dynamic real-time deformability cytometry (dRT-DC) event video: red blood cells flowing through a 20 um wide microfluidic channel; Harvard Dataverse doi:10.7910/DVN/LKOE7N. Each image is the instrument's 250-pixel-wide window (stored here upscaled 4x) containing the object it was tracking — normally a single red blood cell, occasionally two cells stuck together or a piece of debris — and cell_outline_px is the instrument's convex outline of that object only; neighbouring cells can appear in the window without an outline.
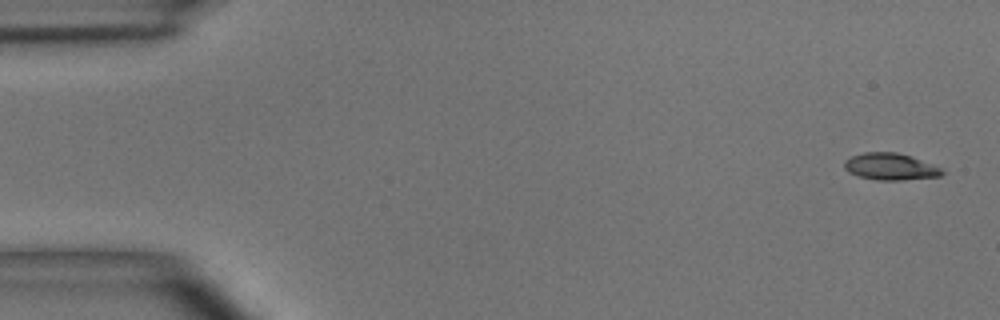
{"species": "common noctule bat (a hibernating species)", "species_latin": "Nyctalus noctula", "temperature_condition": "room temperature", "stored_images_in_passage": 6, "camera_frame_rate_fps": 3000, "um_per_image_px": 0.085, "animal": {"sex": "male", "body_mass_g": 15.6}, "frame": {"image": 1, "passage_image": 1, "time_ms": 0.0, "image_size_px": [1000, 320], "cell_outline_px": [[944, 172], [940, 176], [900, 180], [876, 180], [860, 176], [848, 172], [844, 168], [844, 160], [852, 156], [864, 152], [896, 152], [912, 156], [940, 168]], "centroid_in_image_um": [75.65, 14.16], "position_along_channel_um": 9.4, "area_um2": 15.14}}
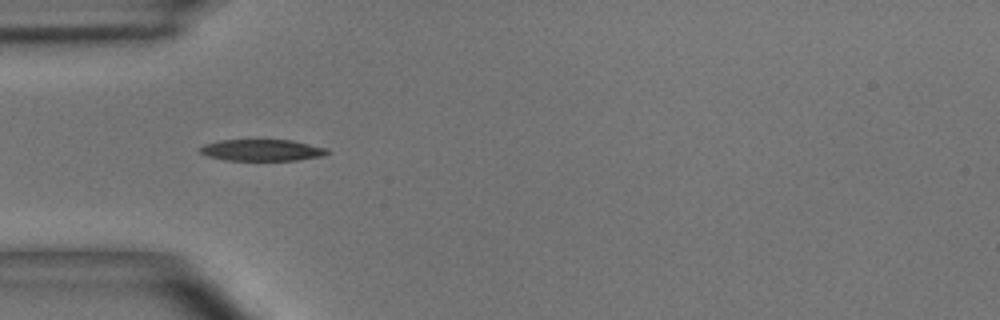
{"frame": {"image": 2, "passage_image": 5, "time_ms": 4.667, "image_size_px": [1000, 320], "cell_outline_px": [[328, 152], [324, 156], [296, 160], [224, 160], [208, 156], [200, 152], [200, 148], [204, 144], [220, 140], [292, 140], [328, 148]], "centroid_in_image_um": [22.28, 12.76], "position_along_channel_um": 62.7, "area_um2": 15.9}}
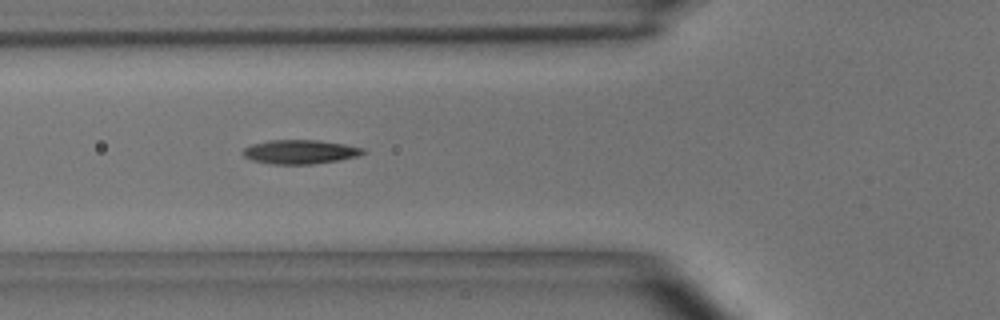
{"frame": {"image": 3, "passage_image": 6, "time_ms": 5.667, "image_size_px": [1000, 320], "cell_outline_px": [[368, 152], [356, 156], [340, 160], [312, 164], [272, 164], [252, 160], [244, 156], [240, 152], [244, 148], [252, 144], [268, 140], [320, 140], [344, 144], [364, 148]], "centroid_in_image_um": [25.5, 12.9], "position_along_channel_um": 100.3, "area_um2": 16.94}}